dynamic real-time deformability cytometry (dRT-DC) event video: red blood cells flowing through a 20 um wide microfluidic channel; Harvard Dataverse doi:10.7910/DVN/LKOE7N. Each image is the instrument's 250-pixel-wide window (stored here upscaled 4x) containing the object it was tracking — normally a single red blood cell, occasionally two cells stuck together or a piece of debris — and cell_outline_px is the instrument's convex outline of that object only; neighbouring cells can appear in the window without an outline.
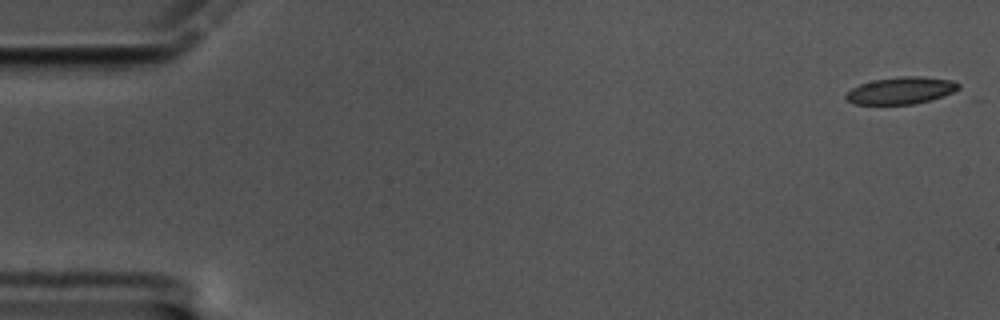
{"species": "common noctule bat (a hibernating species)", "species_latin": "Nyctalus noctula", "temperature_condition": "cold", "stored_images_in_passage": 14, "camera_frame_rate_fps": 3000, "um_per_image_px": 0.085, "animal": {"sex": "male", "body_mass_g": 17.5, "forearm_length_mm": 52.3}, "frame": {"image": 1, "passage_image": 1, "time_ms": 0.0, "image_size_px": [1000, 320], "cell_outline_px": [[960, 88], [952, 92], [932, 100], [912, 104], [856, 104], [848, 100], [844, 96], [852, 88], [860, 84], [872, 80], [900, 76], [920, 76], [952, 80], [960, 84]], "centroid_in_image_um": [76.59, 7.68], "position_along_channel_um": 8.4, "area_um2": 17.69}}